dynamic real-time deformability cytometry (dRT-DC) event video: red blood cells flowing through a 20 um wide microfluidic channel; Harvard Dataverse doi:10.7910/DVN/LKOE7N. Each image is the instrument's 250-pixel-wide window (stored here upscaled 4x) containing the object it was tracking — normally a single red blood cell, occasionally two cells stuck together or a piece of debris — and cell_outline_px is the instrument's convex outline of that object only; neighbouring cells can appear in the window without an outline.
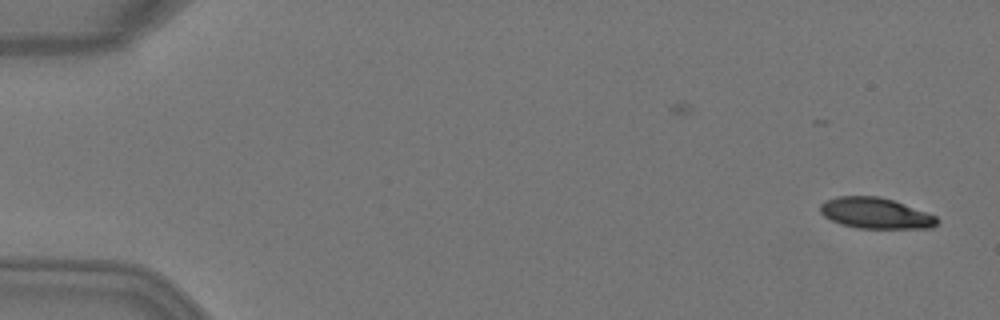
{"species": "Egyptian fruit bat (a non-hibernating species)", "species_latin": "Rousettus aegyptiacus", "temperature_condition": "warm", "stored_images_in_passage": 2, "camera_frame_rate_fps": 3000, "um_per_image_px": 0.085, "animal": {"sex": "female"}, "frame": {"image": 1, "passage_image": 2, "time_ms": 0.333, "image_size_px": [1000, 320], "cell_outline_px": [[940, 220], [932, 228], [856, 228], [840, 224], [824, 216], [820, 212], [820, 204], [836, 196], [880, 196], [904, 204], [936, 216]], "centroid_in_image_um": [74.41, 18.12], "position_along_channel_um": 10.6, "area_um2": 20.92}}